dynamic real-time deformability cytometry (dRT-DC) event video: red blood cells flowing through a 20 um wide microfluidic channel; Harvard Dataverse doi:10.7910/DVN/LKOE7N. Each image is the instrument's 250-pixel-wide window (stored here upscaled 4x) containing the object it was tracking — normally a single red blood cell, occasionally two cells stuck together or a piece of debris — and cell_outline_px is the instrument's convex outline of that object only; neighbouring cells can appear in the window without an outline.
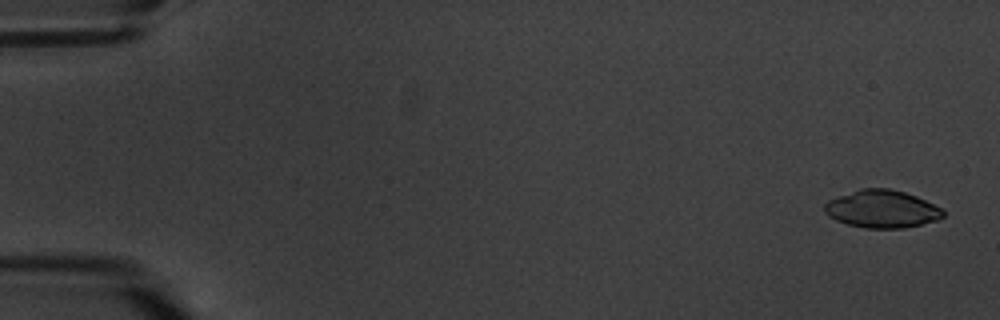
{"species": "common noctule bat (a hibernating species)", "species_latin": "Nyctalus noctula", "temperature_condition": "warm", "stored_images_in_passage": 6, "segment_of_instrument_passage": [1, 2], "camera_frame_rate_fps": 3000, "um_per_image_px": 0.085, "animal": {"sex": "male", "body_mass_g": 20.1, "forearm_length_mm": 53.5}, "frame": {"image": 1, "passage_image": 1, "time_ms": 0.0, "image_size_px": [1000, 320], "cell_outline_px": [[944, 216], [936, 220], [904, 228], [864, 228], [848, 224], [836, 220], [828, 216], [824, 212], [824, 204], [828, 200], [860, 188], [888, 188], [904, 192], [916, 196], [940, 208], [944, 212]], "centroid_in_image_um": [74.92, 17.76], "position_along_channel_um": 10.1, "area_um2": 25.84}}
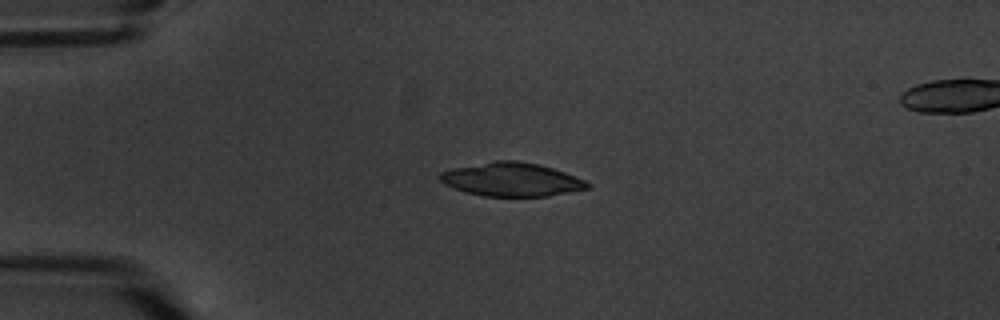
{"frame": {"image": 2, "passage_image": 5, "time_ms": 4.333, "image_size_px": [1000, 320], "cell_outline_px": [[588, 188], [548, 196], [484, 196], [464, 192], [444, 184], [440, 180], [440, 172], [452, 168], [496, 160], [516, 160], [540, 164], [564, 172], [584, 180], [588, 184]], "centroid_in_image_um": [43.44, 15.25], "position_along_channel_um": 41.6, "area_um2": 28.67}}